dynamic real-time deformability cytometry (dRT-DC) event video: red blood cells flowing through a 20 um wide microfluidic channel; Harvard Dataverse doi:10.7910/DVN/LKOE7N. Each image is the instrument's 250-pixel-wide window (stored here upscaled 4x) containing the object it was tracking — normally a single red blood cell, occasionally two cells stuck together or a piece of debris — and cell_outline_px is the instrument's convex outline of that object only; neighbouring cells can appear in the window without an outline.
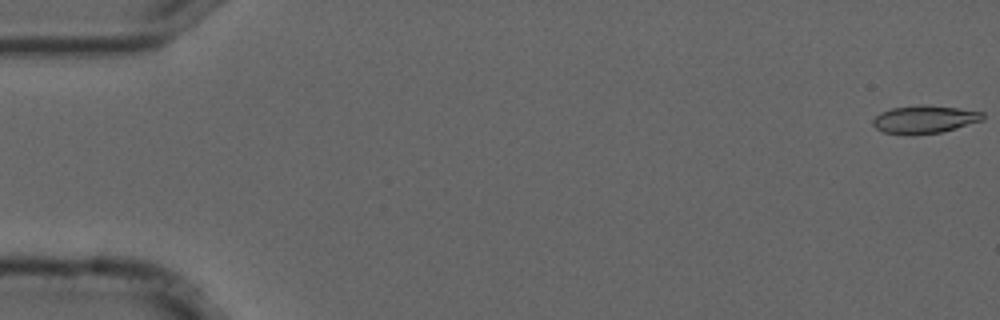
{"species": "common noctule bat (a hibernating species)", "species_latin": "Nyctalus noctula", "temperature_condition": "cold", "stored_images_in_passage": 55, "camera_frame_rate_fps": 3000, "um_per_image_px": 0.085, "animal": {"sex": "male", "forearm_length_mm": 52.5}, "frame": {"image": 1, "passage_image": 1, "time_ms": 0.0, "image_size_px": [1000, 320], "cell_outline_px": [[984, 120], [956, 128], [940, 132], [912, 136], [884, 132], [876, 128], [872, 124], [872, 120], [880, 112], [892, 108], [920, 104], [924, 104], [956, 108], [984, 112]], "centroid_in_image_um": [78.57, 10.15], "position_along_channel_um": 6.4, "area_um2": 18.03}}
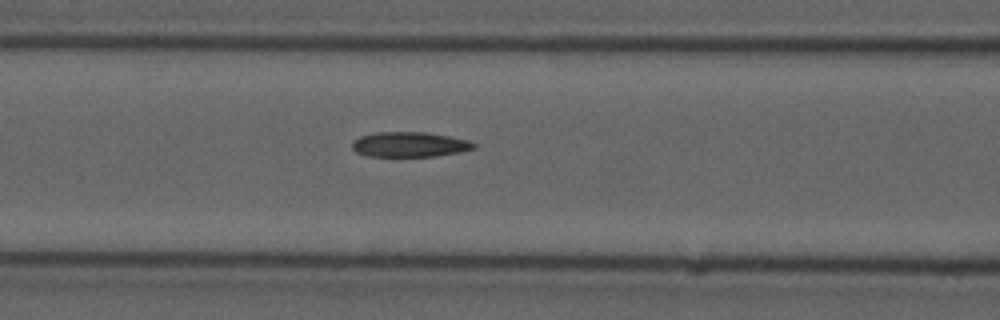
{"frame": {"image": 2, "passage_image": 23, "time_ms": 7.333, "image_size_px": [1000, 320], "cell_outline_px": [[476, 148], [460, 152], [436, 156], [368, 156], [356, 152], [352, 148], [352, 144], [360, 136], [376, 132], [424, 132], [448, 136], [468, 140], [476, 144]], "centroid_in_image_um": [34.83, 12.28], "position_along_channel_um": 131.8, "area_um2": 17.63}}
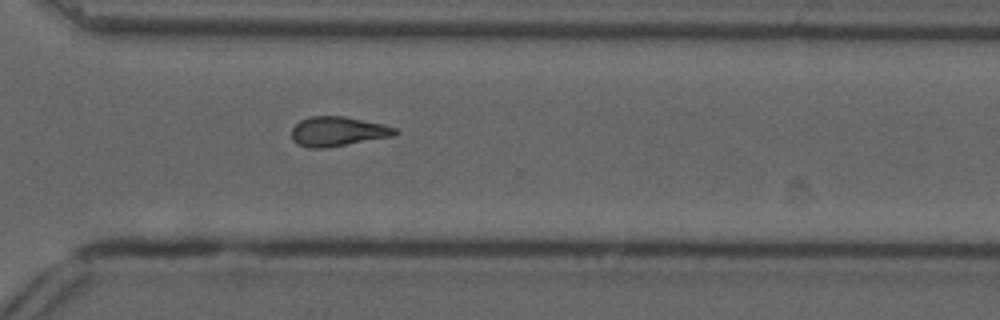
{"frame": {"image": 3, "passage_image": 40, "time_ms": 13.0, "image_size_px": [1000, 320], "cell_outline_px": [[400, 132], [396, 136], [324, 148], [308, 148], [296, 144], [292, 140], [292, 128], [300, 120], [312, 116], [344, 116], [384, 124], [396, 128]], "centroid_in_image_um": [28.74, 11.18], "position_along_channel_um": 341.9, "area_um2": 18.03}, "authors_computed_cell_mechanics": {"area_um2": 17.918, "velocity_mm_per_s": 3.7142, "shape_relaxation_time_tau1_ms": null, "shape_relaxation_time_tau2_ms": 4.4041, "deformation_change_tau1": null, "deformation_change_tau2": 0.1295}}